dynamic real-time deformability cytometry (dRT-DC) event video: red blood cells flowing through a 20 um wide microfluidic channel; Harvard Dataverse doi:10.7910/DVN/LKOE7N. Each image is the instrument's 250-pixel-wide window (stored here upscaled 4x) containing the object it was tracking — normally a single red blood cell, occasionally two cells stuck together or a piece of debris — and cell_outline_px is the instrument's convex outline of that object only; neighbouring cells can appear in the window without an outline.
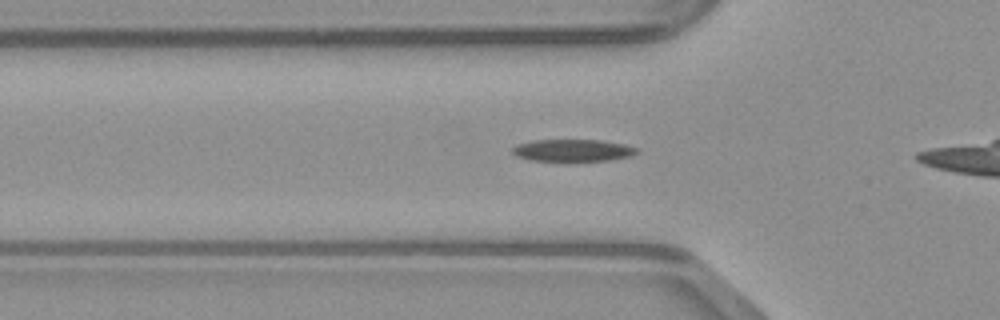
{"species": "common noctule bat (a hibernating species)", "species_latin": "Nyctalus noctula", "temperature_condition": "warm", "stored_images_in_passage": 7, "camera_frame_rate_fps": 3000, "um_per_image_px": 0.085, "animal": {"sex": "male", "body_mass_g": 23.1, "forearm_length_mm": 52.7}, "frame": {"image": 1, "passage_image": 2, "time_ms": 0.333, "image_size_px": [1000, 320], "cell_outline_px": [[640, 152], [632, 156], [608, 160], [532, 160], [516, 156], [512, 152], [512, 148], [516, 144], [532, 140], [600, 140], [624, 144], [640, 148]], "centroid_in_image_um": [48.73, 12.76], "position_along_channel_um": 77.1, "area_um2": 15.95}}
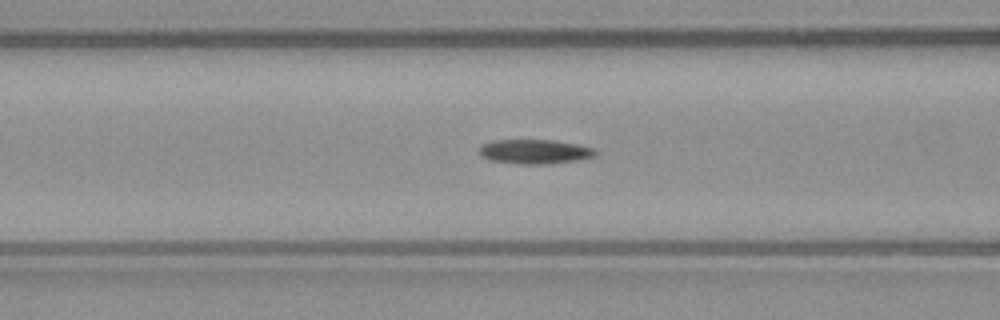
{"frame": {"image": 2, "passage_image": 5, "time_ms": 1.333, "image_size_px": [1000, 320], "cell_outline_px": [[596, 156], [576, 160], [548, 164], [524, 164], [492, 160], [480, 156], [476, 148], [480, 144], [492, 140], [556, 140], [576, 144], [592, 148], [596, 152]], "centroid_in_image_um": [45.38, 12.87], "position_along_channel_um": 121.2, "area_um2": 16.59}}